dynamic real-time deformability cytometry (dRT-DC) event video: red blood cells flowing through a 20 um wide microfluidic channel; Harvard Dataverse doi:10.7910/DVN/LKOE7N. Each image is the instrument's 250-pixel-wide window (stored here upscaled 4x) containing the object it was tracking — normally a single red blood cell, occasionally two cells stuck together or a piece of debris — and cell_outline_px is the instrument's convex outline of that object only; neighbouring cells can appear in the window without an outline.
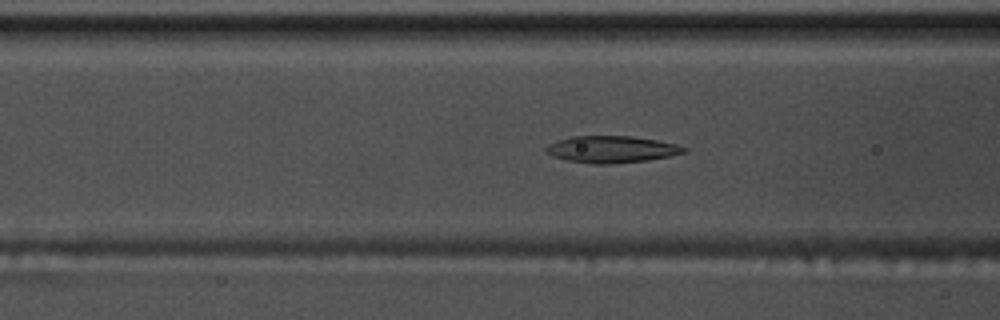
{"species": "common noctule bat (a hibernating species)", "species_latin": "Nyctalus noctula", "temperature_condition": "warm", "stored_images_in_passage": 44, "camera_frame_rate_fps": 3000, "um_per_image_px": 0.085, "animal": {"sex": "male", "body_mass_g": 17.5, "forearm_length_mm": 52.3}, "frame": {"image": 1, "passage_image": 14, "time_ms": 4.333, "image_size_px": [1000, 320], "cell_outline_px": [[688, 152], [648, 160], [612, 164], [592, 164], [568, 160], [552, 156], [544, 152], [544, 148], [548, 144], [556, 140], [572, 136], [632, 136], [656, 140], [676, 144], [688, 148]], "centroid_in_image_um": [51.96, 12.69], "position_along_channel_um": 114.6, "area_um2": 21.73}}
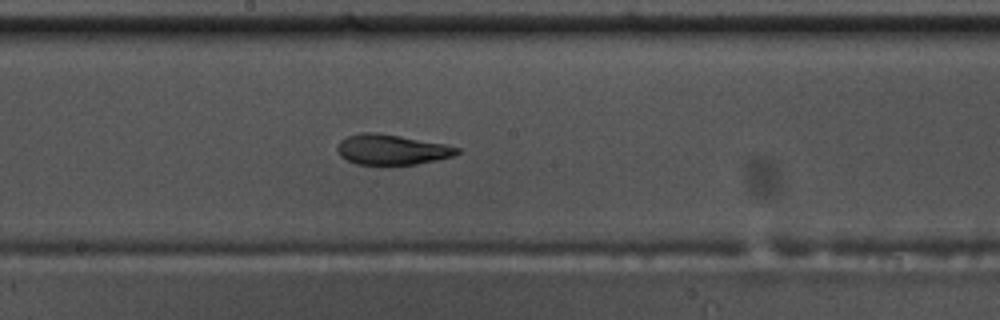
{"frame": {"image": 2, "passage_image": 22, "time_ms": 7.0, "image_size_px": [1000, 320], "cell_outline_px": [[460, 152], [452, 156], [436, 160], [416, 164], [356, 164], [340, 156], [336, 148], [340, 140], [348, 136], [360, 132], [376, 132], [400, 136], [444, 144], [460, 148]], "centroid_in_image_um": [33.27, 12.7], "position_along_channel_um": 214.9, "area_um2": 20.92}}
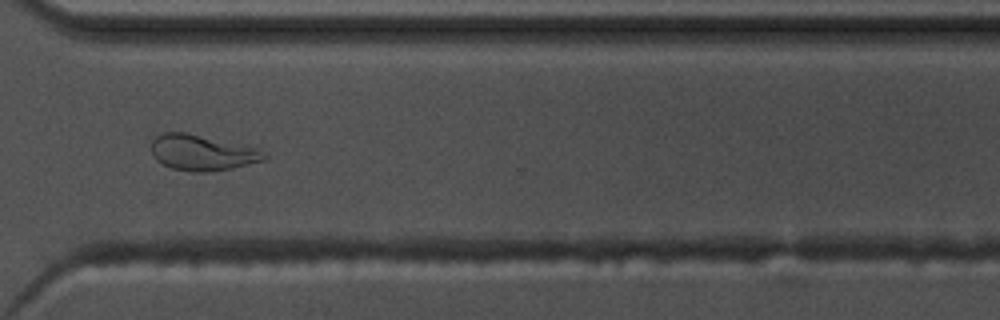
{"frame": {"image": 3, "passage_image": 33, "time_ms": 10.667, "image_size_px": [1000, 320], "cell_outline_px": [[268, 156], [264, 160], [232, 168], [208, 172], [192, 172], [172, 168], [156, 160], [152, 156], [152, 140], [156, 136], [164, 132], [184, 132], [260, 148]], "centroid_in_image_um": [17.19, 12.97], "position_along_channel_um": 353.4, "area_um2": 23.47}, "authors_computed_cell_mechanics": {"area_um2": 21.386, "velocity_mm_per_s": 3.7745, "shape_relaxation_time_tau1_ms": 8.0768, "shape_relaxation_time_tau2_ms": 1.6763, "deformation_change_tau1": 0.2715, "deformation_change_tau2": 0.0826}}